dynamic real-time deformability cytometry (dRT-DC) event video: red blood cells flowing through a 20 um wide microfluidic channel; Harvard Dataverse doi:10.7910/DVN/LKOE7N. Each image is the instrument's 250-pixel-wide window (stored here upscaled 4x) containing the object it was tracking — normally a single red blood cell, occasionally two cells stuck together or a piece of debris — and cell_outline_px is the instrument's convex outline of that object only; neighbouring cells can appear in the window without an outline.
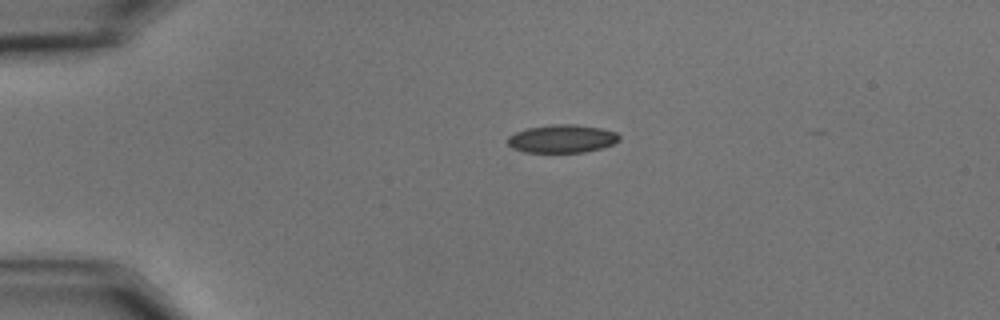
{"species": "common noctule bat (a hibernating species)", "species_latin": "Nyctalus noctula", "temperature_condition": "cold", "stored_images_in_passage": 33, "camera_frame_rate_fps": 3000, "um_per_image_px": 0.085, "animal": {"sex": "male", "body_mass_g": 15.6}, "frame": {"image": 1, "passage_image": 1, "time_ms": 0.0, "image_size_px": [1000, 320], "cell_outline_px": [[620, 140], [612, 144], [600, 148], [584, 152], [524, 152], [512, 148], [504, 140], [508, 136], [516, 132], [528, 128], [552, 124], [576, 124], [600, 128], [616, 132], [620, 136]], "centroid_in_image_um": [47.74, 11.79], "position_along_channel_um": 37.3, "area_um2": 18.32}}
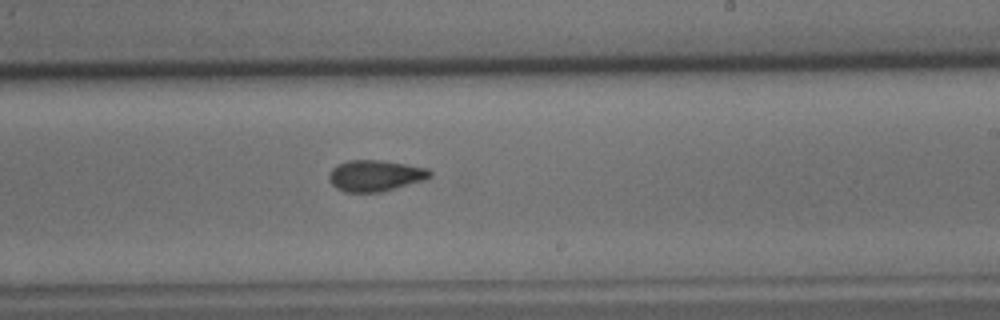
{"frame": {"image": 2, "passage_image": 23, "time_ms": 7.333, "image_size_px": [1000, 320], "cell_outline_px": [[432, 176], [428, 180], [380, 192], [344, 192], [336, 188], [328, 180], [328, 176], [332, 168], [336, 164], [348, 160], [380, 160], [428, 168], [432, 172]], "centroid_in_image_um": [31.91, 14.93], "position_along_channel_um": 257.1, "area_um2": 18.61}}
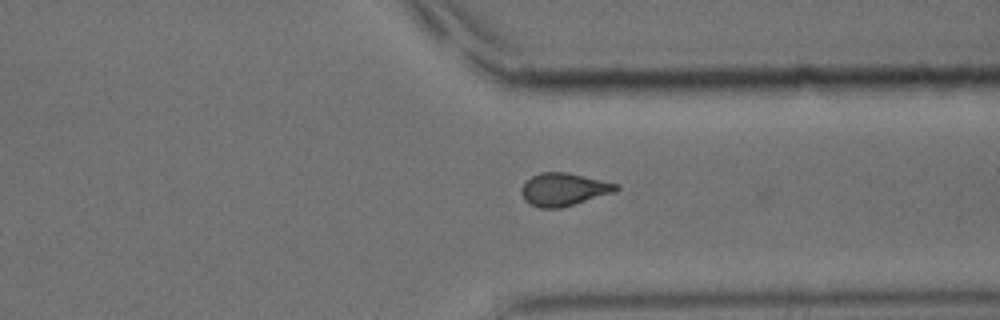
{"frame": {"image": 3, "passage_image": 32, "time_ms": 10.333, "image_size_px": [1000, 320], "cell_outline_px": [[620, 188], [616, 192], [560, 208], [540, 208], [528, 204], [524, 200], [520, 192], [520, 188], [524, 180], [540, 172], [568, 172], [620, 184]], "centroid_in_image_um": [47.9, 16.09], "position_along_channel_um": 363.5, "area_um2": 18.5}}